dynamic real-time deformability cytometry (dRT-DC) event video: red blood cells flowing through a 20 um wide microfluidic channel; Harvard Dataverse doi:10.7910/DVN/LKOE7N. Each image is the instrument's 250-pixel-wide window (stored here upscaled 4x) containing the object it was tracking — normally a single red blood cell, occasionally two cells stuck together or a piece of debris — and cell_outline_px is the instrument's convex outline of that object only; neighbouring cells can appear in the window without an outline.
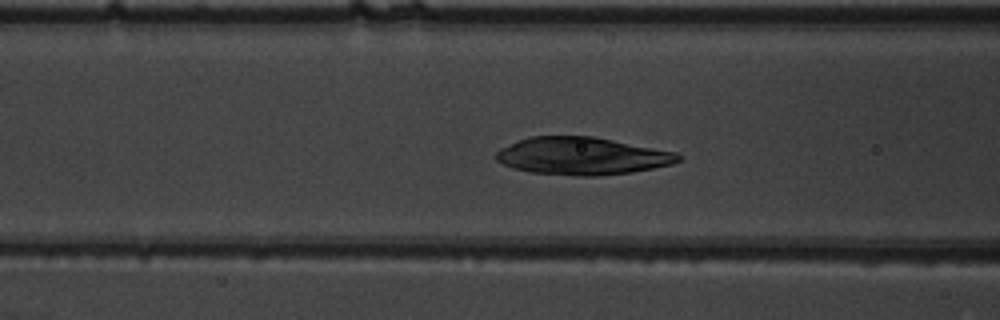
{"species": "common noctule bat (a hibernating species)", "species_latin": "Nyctalus noctula", "temperature_condition": "warm", "stored_images_in_passage": 48, "camera_frame_rate_fps": 3000, "um_per_image_px": 0.085, "animal": {"sex": "male", "body_mass_g": 19.5, "forearm_length_mm": 54.6}, "frame": {"image": 1, "passage_image": 17, "time_ms": 5.333, "image_size_px": [1000, 320], "cell_outline_px": [[680, 160], [672, 164], [632, 172], [596, 176], [580, 176], [532, 172], [512, 168], [496, 160], [496, 152], [500, 148], [520, 140], [532, 136], [592, 136], [676, 152], [680, 156]], "centroid_in_image_um": [49.47, 13.26], "position_along_channel_um": 117.1, "area_um2": 39.48}}
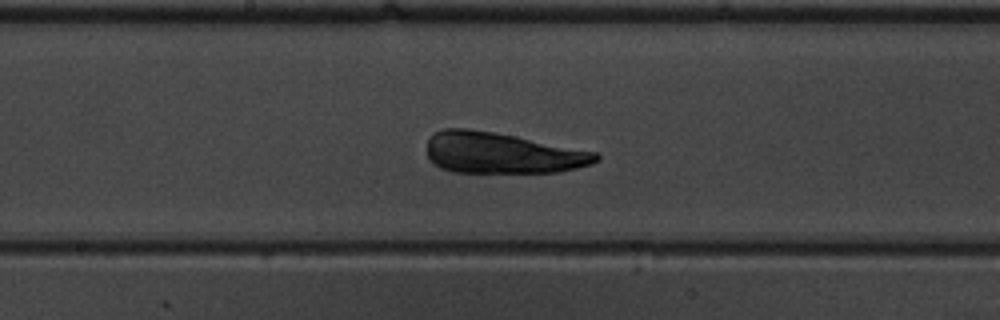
{"frame": {"image": 2, "passage_image": 24, "time_ms": 7.667, "image_size_px": [1000, 320], "cell_outline_px": [[600, 160], [592, 164], [560, 172], [452, 172], [440, 168], [432, 164], [428, 160], [428, 140], [432, 132], [444, 128], [468, 128], [492, 132], [596, 152], [600, 156]], "centroid_in_image_um": [42.61, 13.01], "position_along_channel_um": 205.6, "area_um2": 40.34}}
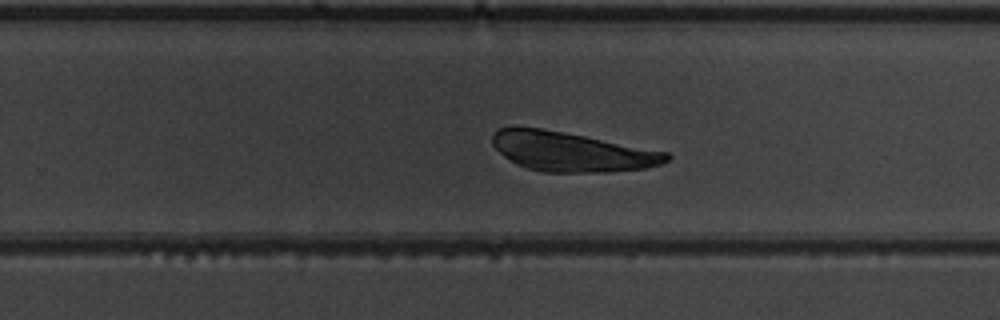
{"frame": {"image": 3, "passage_image": 30, "time_ms": 9.667, "image_size_px": [1000, 320], "cell_outline_px": [[672, 156], [668, 160], [660, 164], [644, 168], [608, 172], [544, 172], [528, 168], [516, 164], [504, 156], [492, 144], [492, 136], [500, 128], [540, 128], [564, 132], [668, 152]], "centroid_in_image_um": [48.6, 12.91], "position_along_channel_um": 281.2, "area_um2": 39.48}}